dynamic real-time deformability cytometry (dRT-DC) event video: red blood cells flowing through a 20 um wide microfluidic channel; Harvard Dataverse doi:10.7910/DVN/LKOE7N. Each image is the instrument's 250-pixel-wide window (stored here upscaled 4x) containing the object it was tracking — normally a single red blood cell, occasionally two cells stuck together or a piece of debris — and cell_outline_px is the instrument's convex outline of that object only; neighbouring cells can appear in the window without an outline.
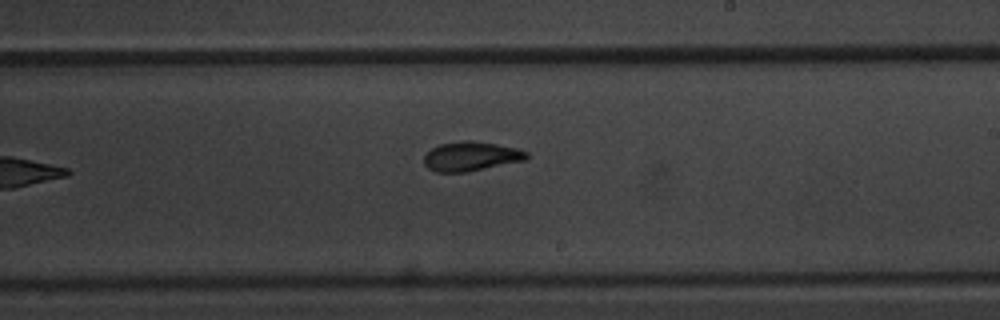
{"species": "common noctule bat (a hibernating species)", "species_latin": "Nyctalus noctula", "temperature_condition": "warm", "stored_images_in_passage": 11, "segment_of_instrument_passage": [1, 2], "camera_frame_rate_fps": 3000, "um_per_image_px": 0.085, "animal": {"sex": "male", "body_mass_g": 20.1, "forearm_length_mm": 53.5}, "frame": {"image": 1, "passage_image": 10, "time_ms": 10.667, "image_size_px": [1000, 320], "cell_outline_px": [[528, 160], [468, 172], [436, 172], [428, 168], [424, 164], [424, 156], [432, 148], [440, 144], [460, 140], [472, 140], [520, 148], [528, 152]], "centroid_in_image_um": [40.08, 13.28], "position_along_channel_um": 248.9, "area_um2": 17.86}}